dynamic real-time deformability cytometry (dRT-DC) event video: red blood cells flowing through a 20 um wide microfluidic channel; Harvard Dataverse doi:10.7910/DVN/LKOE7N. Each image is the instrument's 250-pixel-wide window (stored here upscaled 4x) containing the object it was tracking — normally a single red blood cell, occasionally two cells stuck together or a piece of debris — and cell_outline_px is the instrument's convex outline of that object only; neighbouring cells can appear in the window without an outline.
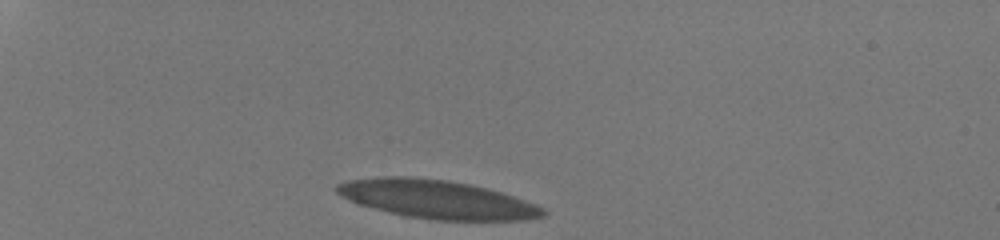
{"species": "human", "species_latin": "Homo sapiens", "temperature_condition": "room temperature", "stored_images_in_passage": 33, "camera_frame_rate_fps": 3000, "um_per_image_px": 0.085, "donor": {"sex": "male"}, "frame": {"image": 1, "passage_image": 1, "time_ms": 0.0, "image_size_px": [1000, 240], "cell_outline_px": [[548, 212], [544, 216], [520, 220], [436, 220], [404, 216], [360, 204], [336, 192], [336, 184], [348, 180], [384, 176], [412, 176], [448, 180], [468, 184], [500, 192], [512, 196], [544, 208]], "centroid_in_image_um": [37.13, 16.93], "position_along_channel_um": 47.9, "area_um2": 45.66}}
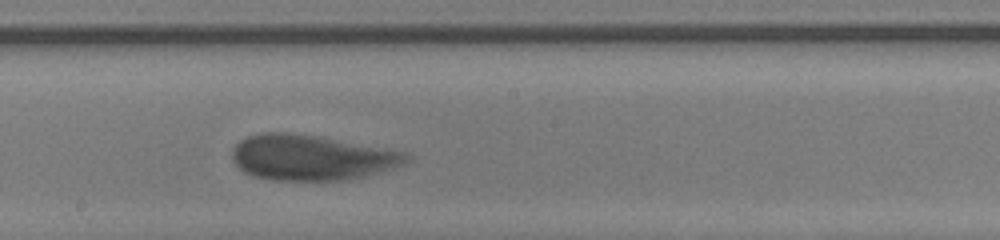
{"frame": {"image": 2, "passage_image": 19, "time_ms": 6.0, "image_size_px": [1000, 240], "cell_outline_px": [[408, 160], [372, 172], [340, 180], [272, 180], [256, 176], [244, 172], [236, 164], [232, 156], [232, 148], [240, 140], [248, 136], [260, 132], [284, 132], [312, 136], [404, 152], [408, 156]], "centroid_in_image_um": [26.27, 13.38], "position_along_channel_um": 221.9, "area_um2": 44.22}}
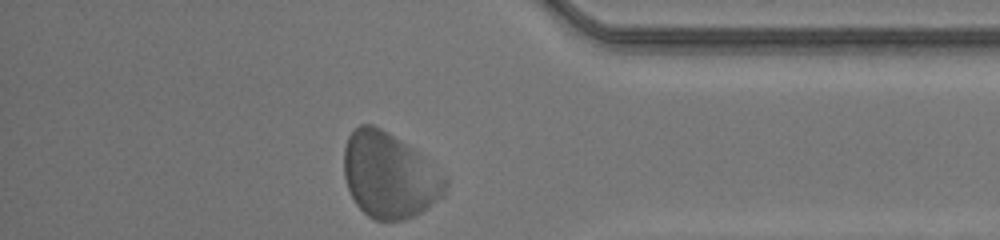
{"frame": {"image": 3, "passage_image": 33, "time_ms": 10.667, "image_size_px": [1000, 240], "cell_outline_px": [[448, 184], [444, 196], [420, 212], [404, 220], [376, 220], [368, 216], [356, 204], [348, 188], [344, 176], [344, 148], [348, 136], [360, 124], [372, 124], [388, 132], [420, 152], [448, 180]], "centroid_in_image_um": [33.1, 14.9], "position_along_channel_um": 402.1, "area_um2": 50.4}, "authors_computed_cell_mechanics": {"area_um2": 45.5464, "velocity_mm_per_s": 4.0484, "shape_relaxation_time_tau1_ms": 3.8223, "shape_relaxation_time_tau2_ms": 0.8758, "deformation_change_tau1": 0.164, "deformation_change_tau2": 0.0668}}